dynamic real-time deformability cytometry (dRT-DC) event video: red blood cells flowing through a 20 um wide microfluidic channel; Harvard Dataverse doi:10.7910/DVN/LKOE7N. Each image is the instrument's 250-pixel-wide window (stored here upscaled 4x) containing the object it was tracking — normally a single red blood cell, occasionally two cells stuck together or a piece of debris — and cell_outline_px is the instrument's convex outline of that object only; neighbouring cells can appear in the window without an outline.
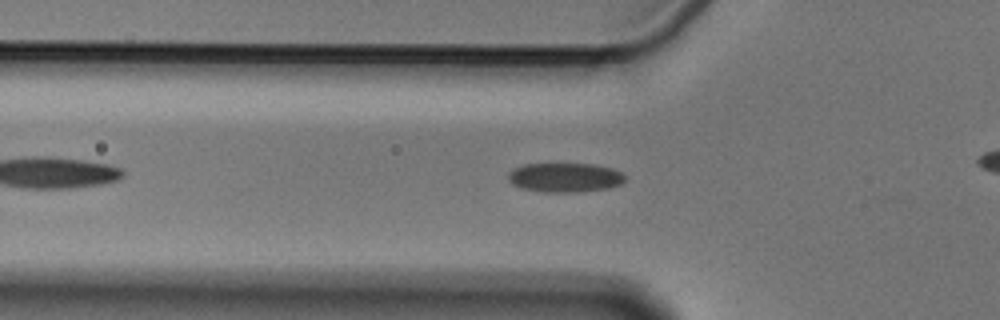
{"species": "Egyptian fruit bat (a non-hibernating species)", "species_latin": "Rousettus aegyptiacus", "temperature_condition": "cold", "stored_images_in_passage": 39, "camera_frame_rate_fps": 3000, "um_per_image_px": 0.085, "animal": {"sex": "male"}, "frame": {"image": 1, "passage_image": 9, "time_ms": 2.667, "image_size_px": [1000, 320], "cell_outline_px": [[624, 180], [620, 184], [608, 188], [580, 192], [544, 192], [520, 188], [512, 184], [508, 180], [508, 172], [512, 168], [524, 164], [592, 164], [612, 168], [620, 172], [624, 176]], "centroid_in_image_um": [47.96, 15.09], "position_along_channel_um": 77.8, "area_um2": 20.0}}
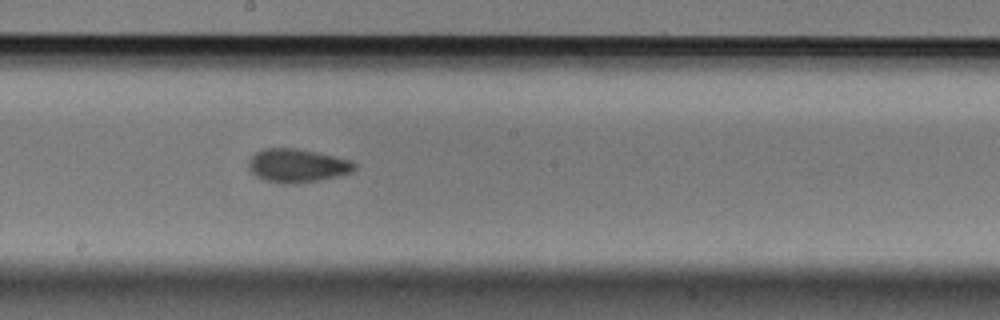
{"frame": {"image": 2, "passage_image": 21, "time_ms": 6.667, "image_size_px": [1000, 320], "cell_outline_px": [[356, 168], [352, 172], [320, 180], [288, 184], [280, 184], [264, 180], [256, 176], [248, 168], [248, 160], [256, 152], [264, 148], [296, 148], [316, 152], [352, 160], [356, 164]], "centroid_in_image_um": [25.25, 14.07], "position_along_channel_um": 223.0, "area_um2": 20.75}}
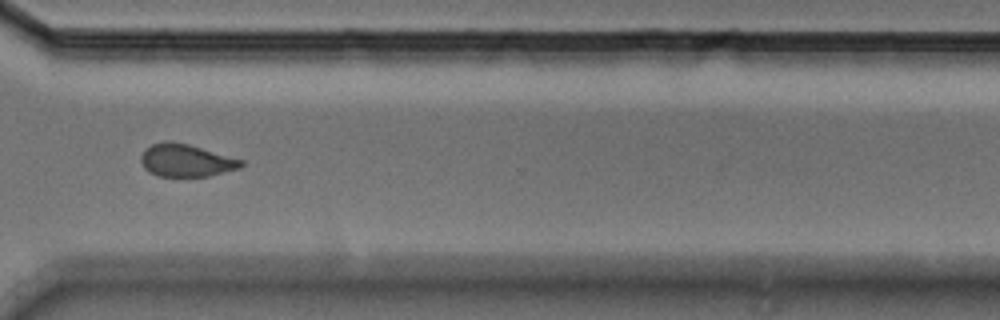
{"frame": {"image": 3, "passage_image": 32, "time_ms": 10.333, "image_size_px": [1000, 320], "cell_outline_px": [[244, 164], [240, 168], [208, 176], [160, 176], [148, 172], [144, 168], [140, 160], [140, 156], [144, 148], [152, 144], [164, 140], [168, 140], [188, 144], [244, 160]], "centroid_in_image_um": [15.78, 13.62], "position_along_channel_um": 354.8, "area_um2": 19.13}}